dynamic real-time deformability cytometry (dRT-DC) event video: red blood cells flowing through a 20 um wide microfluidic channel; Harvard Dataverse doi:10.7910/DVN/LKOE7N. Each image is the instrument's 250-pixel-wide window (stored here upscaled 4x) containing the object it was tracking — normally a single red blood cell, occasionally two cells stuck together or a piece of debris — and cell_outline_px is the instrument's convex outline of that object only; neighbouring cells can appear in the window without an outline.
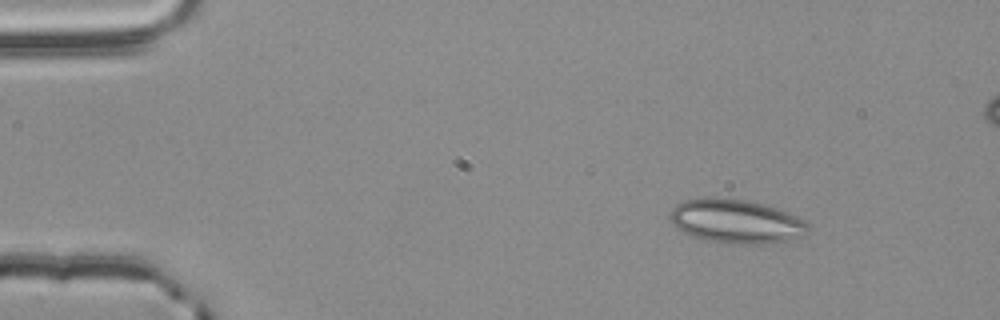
{"species": "common noctule bat (a hibernating species)", "species_latin": "Nyctalus noctula", "temperature_condition": "room temperature", "stored_images_in_passage": 50, "segment_of_instrument_passage": [1, 2], "camera_frame_rate_fps": 3000, "um_per_image_px": 0.085, "animal": {"sex": "male", "body_mass_g": 20.4}, "frame": {"image": 1, "passage_image": 1, "time_ms": 0.0, "image_size_px": [1000, 320], "cell_outline_px": [[812, 232], [804, 236], [788, 240], [764, 244], [740, 244], [704, 240], [692, 236], [676, 228], [672, 224], [668, 216], [672, 208], [676, 204], [684, 200], [748, 200], [764, 204], [776, 208], [796, 216], [804, 220], [812, 228]], "centroid_in_image_um": [62.63, 18.86], "position_along_channel_um": 22.4, "area_um2": 34.97}}
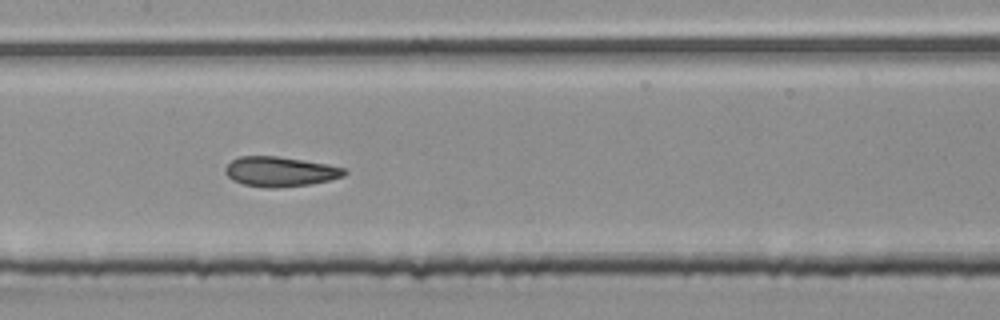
{"frame": {"image": 2, "passage_image": 21, "time_ms": 6.667, "image_size_px": [1000, 320], "cell_outline_px": [[348, 172], [344, 176], [312, 184], [276, 188], [264, 188], [244, 184], [232, 180], [224, 172], [224, 168], [232, 160], [240, 156], [276, 156], [328, 164], [344, 168]], "centroid_in_image_um": [23.8, 14.59], "position_along_channel_um": 183.6, "area_um2": 20.75}}
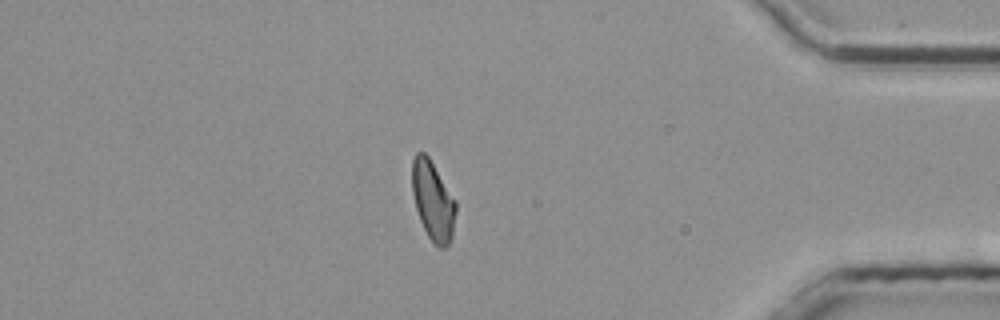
{"frame": {"image": 3, "passage_image": 41, "time_ms": 13.333, "image_size_px": [1000, 320], "cell_outline_px": [[456, 212], [452, 236], [448, 244], [444, 248], [440, 248], [428, 236], [420, 220], [416, 208], [412, 192], [412, 160], [416, 152], [424, 152], [428, 156], [456, 200]], "centroid_in_image_um": [36.8, 17.04], "position_along_channel_um": 398.4, "area_um2": 20.06}}